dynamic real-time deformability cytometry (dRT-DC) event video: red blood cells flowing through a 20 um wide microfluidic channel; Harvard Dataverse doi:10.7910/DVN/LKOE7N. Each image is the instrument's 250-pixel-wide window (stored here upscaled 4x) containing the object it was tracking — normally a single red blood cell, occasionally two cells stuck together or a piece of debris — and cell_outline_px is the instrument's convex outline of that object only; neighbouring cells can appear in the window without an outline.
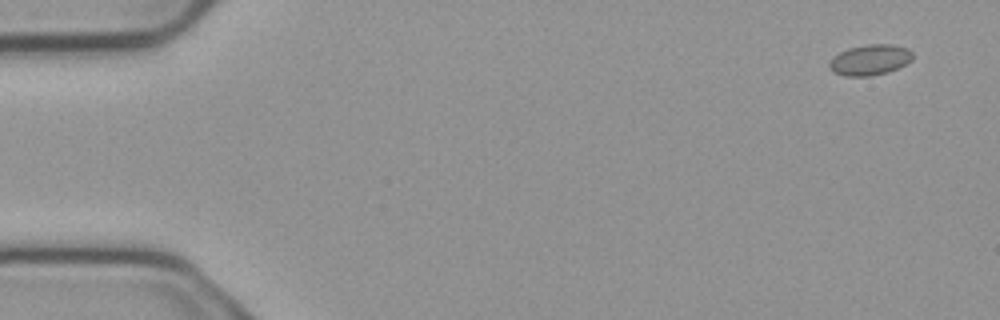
{"species": "common noctule bat (a hibernating species)", "species_latin": "Nyctalus noctula", "temperature_condition": "cold", "stored_images_in_passage": 5, "camera_frame_rate_fps": 3000, "um_per_image_px": 0.085, "animal": {"sex": "male", "body_mass_g": 23.1, "forearm_length_mm": 52.7}, "frame": {"image": 1, "passage_image": 1, "time_ms": 0.0, "image_size_px": [1000, 320], "cell_outline_px": [[912, 60], [888, 72], [868, 76], [844, 76], [832, 72], [828, 68], [828, 64], [832, 56], [848, 48], [868, 44], [892, 44], [908, 48], [912, 52]], "centroid_in_image_um": [73.9, 5.08], "position_along_channel_um": 11.1, "area_um2": 14.97}}
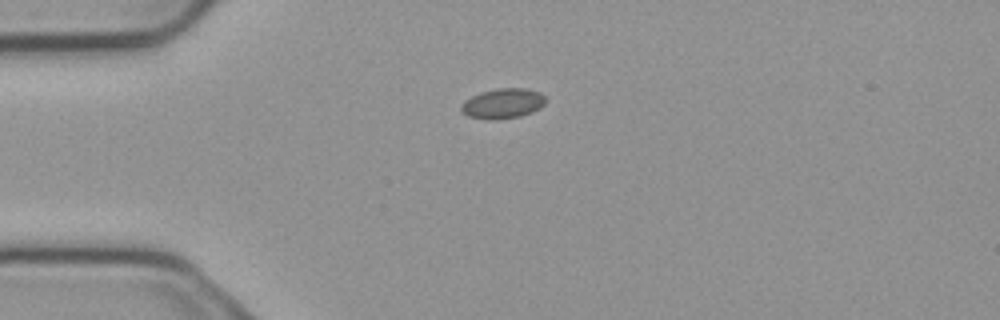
{"frame": {"image": 2, "passage_image": 4, "time_ms": 1.0, "image_size_px": [1000, 320], "cell_outline_px": [[548, 100], [540, 108], [532, 112], [520, 116], [496, 120], [488, 120], [468, 116], [460, 112], [460, 104], [464, 100], [480, 92], [496, 88], [528, 88], [540, 92]], "centroid_in_image_um": [42.73, 8.79], "position_along_channel_um": 42.3, "area_um2": 15.14}}